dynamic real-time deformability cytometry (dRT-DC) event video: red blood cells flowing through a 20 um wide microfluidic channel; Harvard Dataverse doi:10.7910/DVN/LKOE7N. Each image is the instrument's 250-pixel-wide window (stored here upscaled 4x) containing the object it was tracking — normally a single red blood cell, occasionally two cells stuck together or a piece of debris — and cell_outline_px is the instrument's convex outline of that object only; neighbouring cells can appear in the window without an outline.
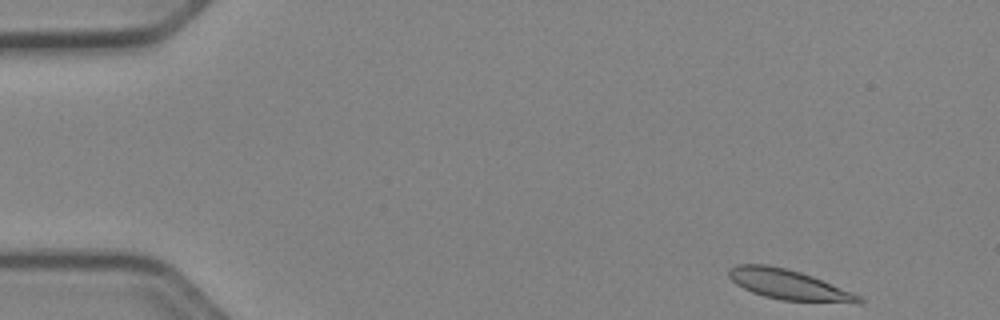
{"species": "Egyptian fruit bat (a non-hibernating species)", "species_latin": "Rousettus aegyptiacus", "temperature_condition": "cold", "stored_images_in_passage": 48, "camera_frame_rate_fps": 3000, "um_per_image_px": 0.085, "animal": {"sex": "female"}, "frame": {"image": 1, "passage_image": 1, "time_ms": 0.0, "image_size_px": [1000, 320], "cell_outline_px": [[864, 300], [860, 304], [856, 304], [780, 300], [764, 296], [752, 292], [736, 284], [728, 276], [728, 268], [736, 264], [768, 264], [800, 272], [812, 276], [852, 292], [860, 296]], "centroid_in_image_um": [67.05, 24.21], "position_along_channel_um": 18.0, "area_um2": 22.95}}
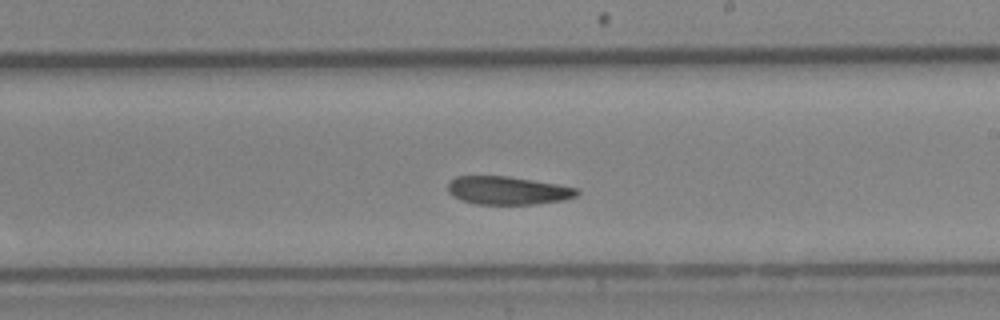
{"frame": {"image": 2, "passage_image": 27, "time_ms": 8.667, "image_size_px": [1000, 320], "cell_outline_px": [[580, 192], [576, 196], [564, 200], [536, 204], [476, 204], [460, 200], [452, 196], [448, 192], [448, 184], [456, 176], [508, 176], [556, 184], [576, 188]], "centroid_in_image_um": [43.14, 16.2], "position_along_channel_um": 245.9, "area_um2": 21.15}}
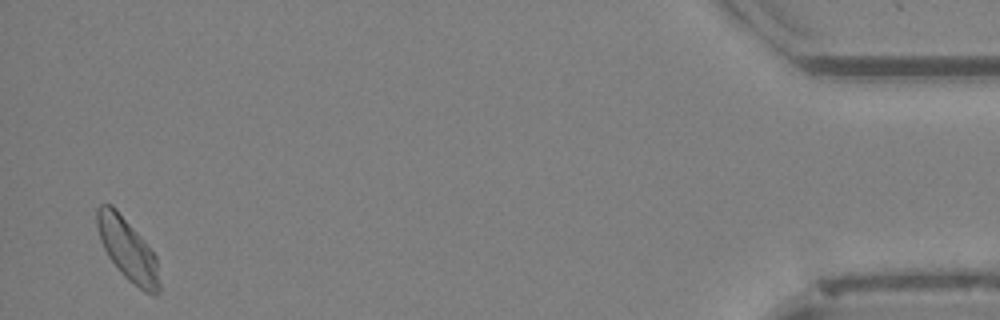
{"frame": {"image": 3, "passage_image": 47, "time_ms": 15.333, "image_size_px": [1000, 320], "cell_outline_px": [[160, 292], [152, 296], [144, 292], [128, 280], [120, 272], [108, 256], [100, 240], [96, 224], [96, 208], [100, 204], [112, 204], [116, 208], [140, 236], [156, 256], [160, 284]], "centroid_in_image_um": [10.84, 21.22], "position_along_channel_um": 424.4, "area_um2": 22.6}, "authors_computed_cell_mechanics": {"area_um2": 22.1952, "velocity_mm_per_s": 3.8932, "shape_relaxation_time_tau1_ms": 5.1997, "shape_relaxation_time_tau2_ms": null, "deformation_change_tau1": 0.1394, "deformation_change_tau2": null}}